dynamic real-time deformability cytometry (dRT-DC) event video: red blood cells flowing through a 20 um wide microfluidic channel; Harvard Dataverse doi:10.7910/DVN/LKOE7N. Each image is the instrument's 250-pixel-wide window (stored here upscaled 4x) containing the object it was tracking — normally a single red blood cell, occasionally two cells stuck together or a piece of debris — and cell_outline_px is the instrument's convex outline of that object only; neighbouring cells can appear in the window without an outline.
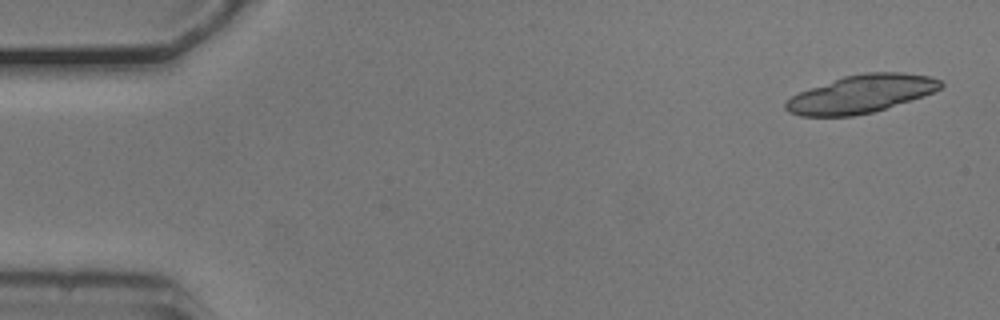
{"species": "common noctule bat (a hibernating species)", "species_latin": "Nyctalus noctula", "temperature_condition": "cold", "stored_images_in_passage": 22, "camera_frame_rate_fps": 3000, "um_per_image_px": 0.085, "animal": {"sex": "male", "body_mass_g": 20.5, "forearm_length_mm": 52.5}, "frame": {"image": 1, "passage_image": 2, "time_ms": 0.333, "image_size_px": [1000, 320], "cell_outline_px": [[944, 84], [940, 88], [924, 96], [872, 112], [852, 116], [800, 116], [788, 112], [784, 108], [784, 104], [792, 96], [800, 92], [844, 76], [864, 72], [900, 72], [932, 76], [940, 80]], "centroid_in_image_um": [73.21, 7.98], "position_along_channel_um": 11.8, "area_um2": 33.99}}